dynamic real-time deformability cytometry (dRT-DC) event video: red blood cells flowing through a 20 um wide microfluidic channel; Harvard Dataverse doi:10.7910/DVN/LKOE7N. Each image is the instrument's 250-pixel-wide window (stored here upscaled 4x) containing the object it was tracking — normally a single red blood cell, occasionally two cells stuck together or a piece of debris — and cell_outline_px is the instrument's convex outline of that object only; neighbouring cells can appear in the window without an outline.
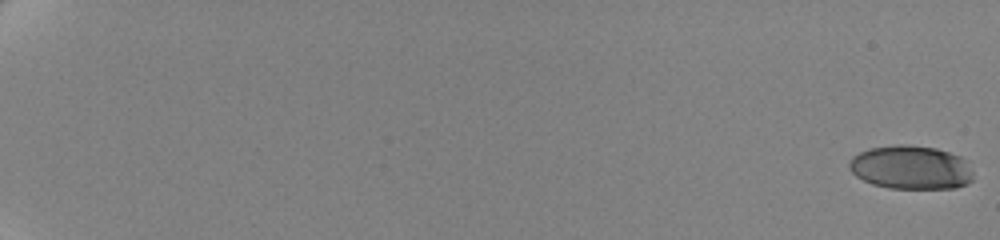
{"species": "human", "species_latin": "Homo sapiens", "temperature_condition": "cold", "stored_images_in_passage": 62, "camera_frame_rate_fps": 3000, "um_per_image_px": 0.085, "donor": {"sex": "female"}, "frame": {"image": 1, "passage_image": 1, "time_ms": 0.0, "image_size_px": [1000, 240], "cell_outline_px": [[972, 180], [968, 184], [956, 188], [888, 188], [872, 184], [856, 176], [848, 168], [848, 160], [852, 156], [868, 148], [896, 144], [908, 144], [936, 148], [960, 156], [968, 160], [972, 172]], "centroid_in_image_um": [77.42, 14.22], "position_along_channel_um": 7.6, "area_um2": 32.02}}
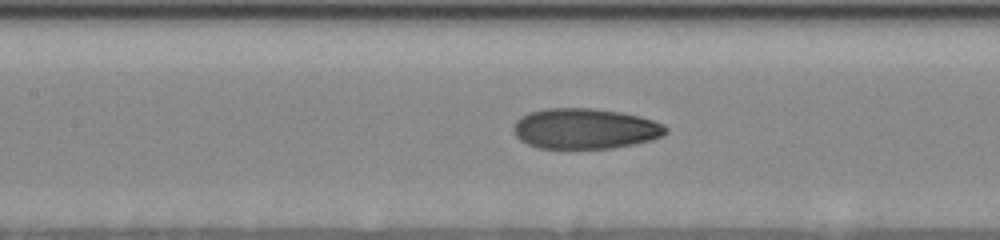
{"frame": {"image": 2, "passage_image": 34, "time_ms": 11.0, "image_size_px": [1000, 240], "cell_outline_px": [[668, 132], [664, 136], [652, 140], [612, 148], [536, 148], [520, 140], [516, 136], [512, 128], [516, 120], [520, 116], [528, 112], [544, 108], [592, 108], [620, 112], [640, 116], [664, 124], [668, 128]], "centroid_in_image_um": [49.72, 10.93], "position_along_channel_um": 157.7, "area_um2": 36.24}}
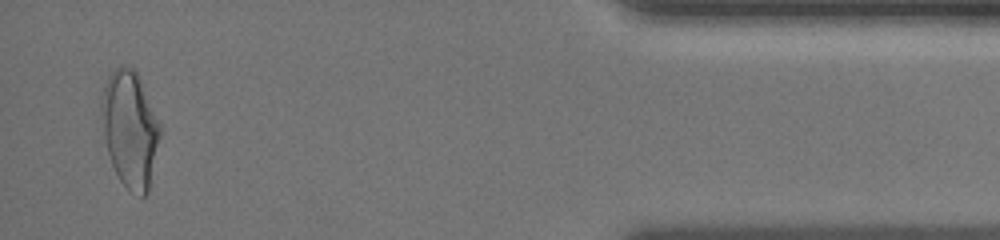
{"frame": {"image": 3, "passage_image": 61, "time_ms": 20.0, "image_size_px": [1000, 240], "cell_outline_px": [[160, 136], [148, 192], [144, 196], [140, 196], [128, 188], [120, 180], [112, 164], [108, 152], [104, 136], [100, 116], [100, 104], [104, 84], [108, 76], [116, 68], [124, 64], [132, 68], [136, 72], [140, 80], [160, 124]], "centroid_in_image_um": [11.02, 10.94], "position_along_channel_um": 424.2, "area_um2": 39.3}, "authors_computed_cell_mechanics": {"area_um2": 34.969, "velocity_mm_per_s": 3.5048, "shape_relaxation_time_tau1_ms": 6.4359, "shape_relaxation_time_tau2_ms": 1.4255, "deformation_change_tau1": 0.1969, "deformation_change_tau2": 0.0707}}